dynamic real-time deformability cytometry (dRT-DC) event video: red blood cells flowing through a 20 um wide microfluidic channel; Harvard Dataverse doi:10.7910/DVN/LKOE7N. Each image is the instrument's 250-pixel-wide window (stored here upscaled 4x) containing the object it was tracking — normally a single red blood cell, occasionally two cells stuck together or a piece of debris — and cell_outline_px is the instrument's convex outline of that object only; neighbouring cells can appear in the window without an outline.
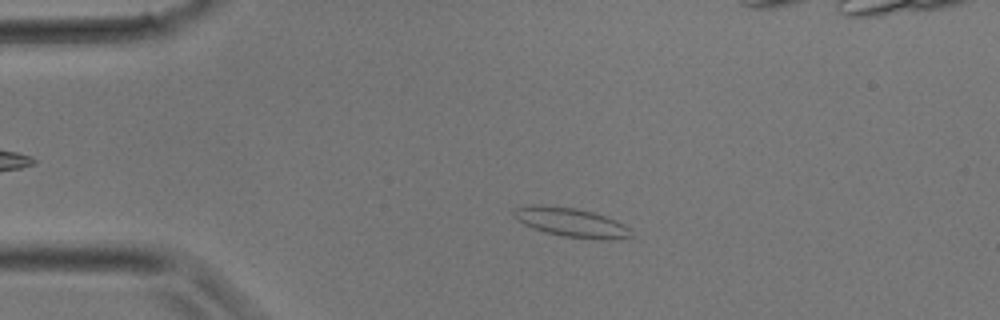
{"species": "common noctule bat (a hibernating species)", "species_latin": "Nyctalus noctula", "temperature_condition": "room temperature", "stored_images_in_passage": 33, "camera_frame_rate_fps": 3000, "um_per_image_px": 0.085, "animal": {"sex": "male", "body_mass_g": 17.9}, "frame": {"image": 1, "passage_image": 6, "time_ms": 1.667, "image_size_px": [1000, 320], "cell_outline_px": [[632, 236], [616, 240], [600, 240], [564, 236], [544, 232], [532, 228], [524, 224], [512, 212], [516, 208], [532, 204], [536, 204], [576, 208], [592, 212], [604, 216], [624, 224], [632, 228]], "centroid_in_image_um": [48.6, 18.92], "position_along_channel_um": 36.4, "area_um2": 19.88}}
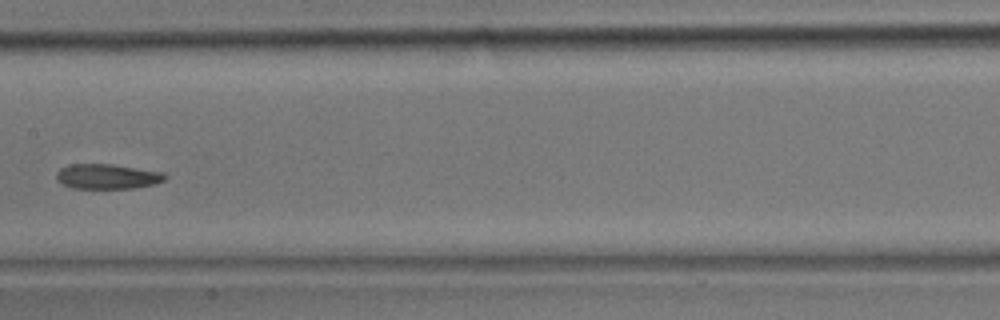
{"frame": {"image": 2, "passage_image": 16, "time_ms": 5.0, "image_size_px": [1000, 320], "cell_outline_px": [[168, 176], [164, 180], [156, 184], [132, 188], [72, 188], [56, 180], [56, 172], [60, 168], [68, 164], [112, 164], [164, 172]], "centroid_in_image_um": [9.12, 14.99], "position_along_channel_um": 198.3, "area_um2": 15.9}}
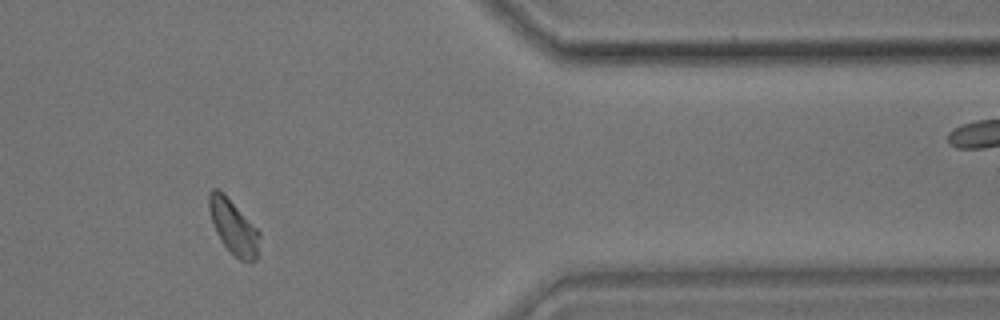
{"frame": {"image": 3, "passage_image": 27, "time_ms": 8.667, "image_size_px": [1000, 320], "cell_outline_px": [[260, 236], [256, 260], [240, 260], [224, 244], [216, 232], [208, 208], [208, 192], [212, 188], [216, 188], [260, 232]], "centroid_in_image_um": [19.82, 19.3], "position_along_channel_um": 391.6, "area_um2": 15.14}}